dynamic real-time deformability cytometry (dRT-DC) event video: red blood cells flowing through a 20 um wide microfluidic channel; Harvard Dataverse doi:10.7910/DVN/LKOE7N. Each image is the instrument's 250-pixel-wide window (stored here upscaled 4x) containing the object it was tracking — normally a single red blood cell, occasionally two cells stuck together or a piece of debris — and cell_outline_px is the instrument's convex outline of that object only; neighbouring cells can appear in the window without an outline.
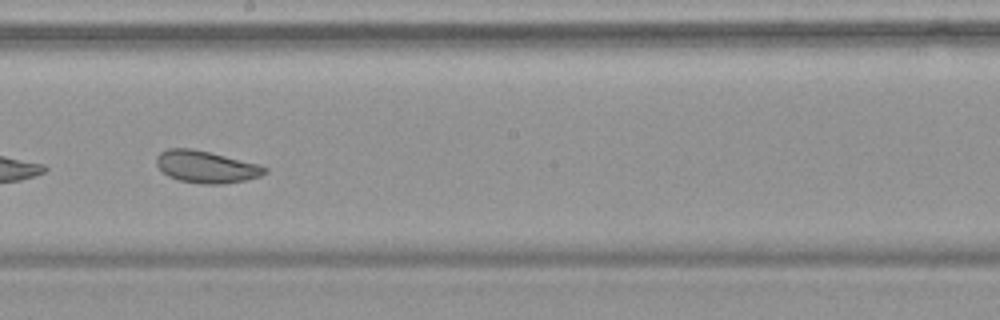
{"species": "common noctule bat (a hibernating species)", "species_latin": "Nyctalus noctula", "temperature_condition": "warm", "stored_images_in_passage": 53, "camera_frame_rate_fps": 3000, "um_per_image_px": 0.085, "animal": {"sex": "female", "body_mass_g": 19.9}, "frame": {"image": 1, "passage_image": 31, "time_ms": 10.0, "image_size_px": [1000, 320], "cell_outline_px": [[268, 172], [260, 176], [244, 180], [220, 184], [200, 184], [180, 180], [168, 176], [156, 164], [156, 156], [160, 152], [168, 148], [192, 148], [260, 164], [268, 168]], "centroid_in_image_um": [17.53, 14.17], "position_along_channel_um": 230.7, "area_um2": 20.23}, "authors_computed_cell_mechanics": {"area_um2": 25.6632, "velocity_mm_per_s": 3.7179, "shape_relaxation_time_tau1_ms": null, "shape_relaxation_time_tau2_ms": 2.1865, "deformation_change_tau1": null, "deformation_change_tau2": 0.0797}}